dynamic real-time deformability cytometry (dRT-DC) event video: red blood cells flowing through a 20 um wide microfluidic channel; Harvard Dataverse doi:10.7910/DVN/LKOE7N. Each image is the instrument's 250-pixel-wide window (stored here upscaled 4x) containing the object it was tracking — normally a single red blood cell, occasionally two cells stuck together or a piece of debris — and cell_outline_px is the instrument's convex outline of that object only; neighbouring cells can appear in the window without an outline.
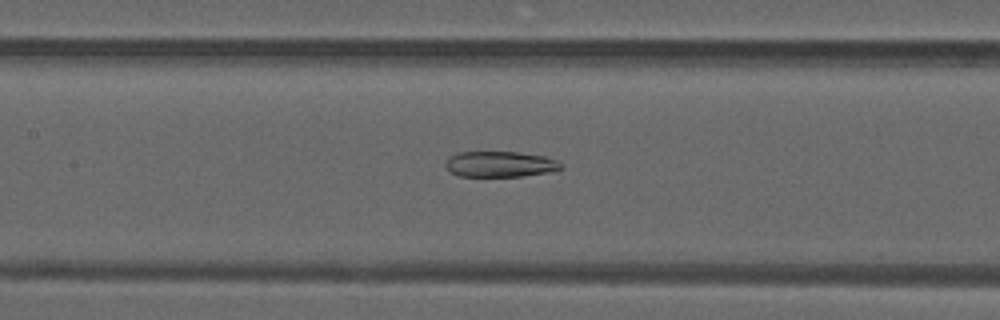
{"species": "common noctule bat (a hibernating species)", "species_latin": "Nyctalus noctula", "temperature_condition": "warm", "stored_images_in_passage": 46, "camera_frame_rate_fps": 3000, "um_per_image_px": 0.085, "animal": {"sex": "male", "forearm_length_mm": 52.5}, "frame": {"image": 1, "passage_image": 20, "time_ms": 6.333, "image_size_px": [1000, 320], "cell_outline_px": [[564, 168], [548, 172], [524, 176], [460, 176], [452, 172], [444, 164], [452, 156], [460, 152], [516, 152], [544, 156], [556, 160], [564, 164]], "centroid_in_image_um": [42.57, 13.96], "position_along_channel_um": 164.8, "area_um2": 17.11}}
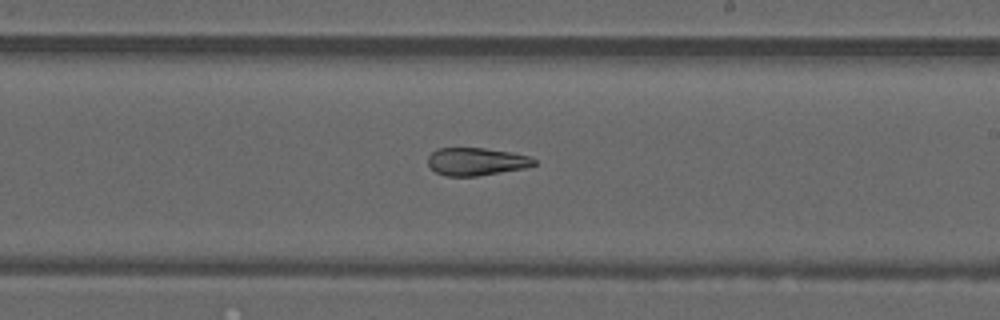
{"frame": {"image": 2, "passage_image": 26, "time_ms": 8.333, "image_size_px": [1000, 320], "cell_outline_px": [[536, 164], [524, 168], [476, 176], [444, 176], [436, 172], [428, 164], [428, 156], [436, 148], [484, 148], [512, 152], [528, 156], [536, 160]], "centroid_in_image_um": [40.46, 13.73], "position_along_channel_um": 248.5, "area_um2": 17.11}}
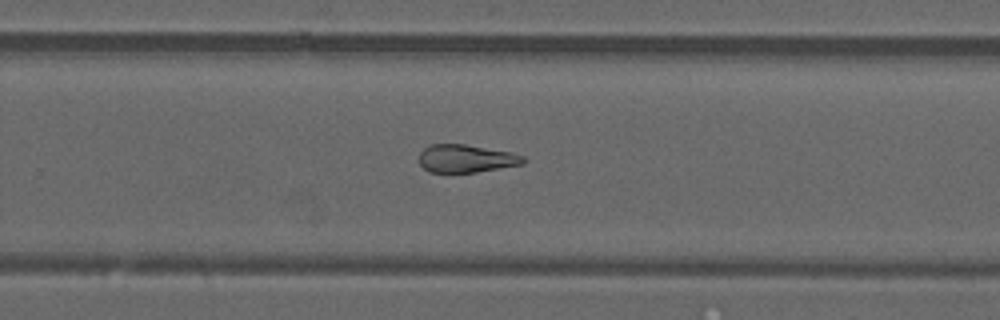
{"frame": {"image": 3, "passage_image": 29, "time_ms": 9.333, "image_size_px": [1000, 320], "cell_outline_px": [[528, 160], [524, 164], [476, 172], [428, 172], [420, 164], [420, 152], [424, 148], [432, 144], [464, 144], [512, 152], [524, 156]], "centroid_in_image_um": [39.66, 13.47], "position_along_channel_um": 290.1, "area_um2": 16.99}, "authors_computed_cell_mechanics": {"area_um2": 20.1433, "velocity_mm_per_s": 4.2042, "shape_relaxation_time_tau1_ms": null, "shape_relaxation_time_tau2_ms": 2.9004, "deformation_change_tau1": null, "deformation_change_tau2": 0.1217}}